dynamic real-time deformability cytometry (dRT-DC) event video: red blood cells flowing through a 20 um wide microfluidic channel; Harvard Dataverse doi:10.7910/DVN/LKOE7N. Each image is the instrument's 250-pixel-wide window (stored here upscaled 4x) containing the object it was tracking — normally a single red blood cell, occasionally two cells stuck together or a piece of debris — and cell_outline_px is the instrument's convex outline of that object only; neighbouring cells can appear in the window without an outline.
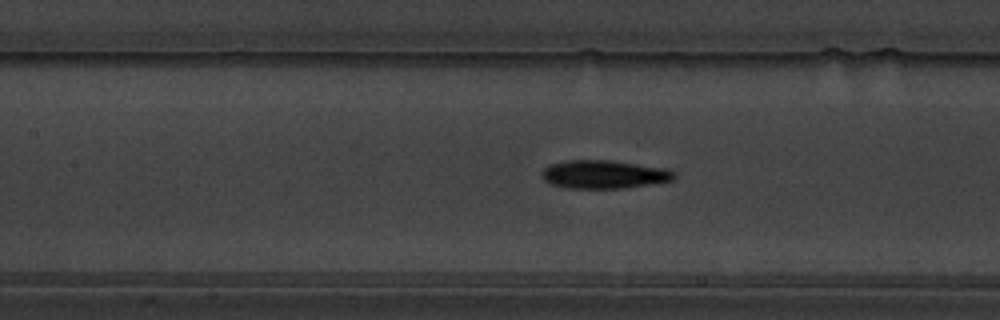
{"species": "common noctule bat (a hibernating species)", "species_latin": "Nyctalus noctula", "temperature_condition": "warm", "stored_images_in_passage": 26, "camera_frame_rate_fps": 3000, "um_per_image_px": 0.085, "animal": {"sex": "male", "body_mass_g": 19.5, "forearm_length_mm": 54.6}, "frame": {"image": 1, "passage_image": 22, "time_ms": 7.0, "image_size_px": [1000, 320], "cell_outline_px": [[676, 176], [672, 180], [648, 184], [620, 188], [568, 188], [552, 184], [544, 180], [540, 176], [540, 172], [548, 164], [564, 160], [612, 160], [668, 168], [676, 172]], "centroid_in_image_um": [51.31, 14.8], "position_along_channel_um": 156.1, "area_um2": 22.02}}
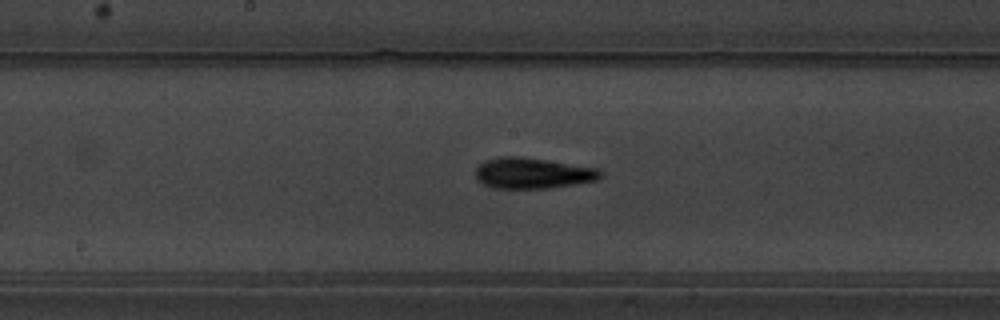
{"frame": {"image": 2, "passage_image": 26, "time_ms": 8.333, "image_size_px": [1000, 320], "cell_outline_px": [[600, 176], [596, 180], [548, 188], [492, 188], [476, 180], [476, 168], [484, 160], [496, 156], [520, 156], [596, 168], [600, 172]], "centroid_in_image_um": [45.17, 14.71], "position_along_channel_um": 203.0, "area_um2": 22.2}}